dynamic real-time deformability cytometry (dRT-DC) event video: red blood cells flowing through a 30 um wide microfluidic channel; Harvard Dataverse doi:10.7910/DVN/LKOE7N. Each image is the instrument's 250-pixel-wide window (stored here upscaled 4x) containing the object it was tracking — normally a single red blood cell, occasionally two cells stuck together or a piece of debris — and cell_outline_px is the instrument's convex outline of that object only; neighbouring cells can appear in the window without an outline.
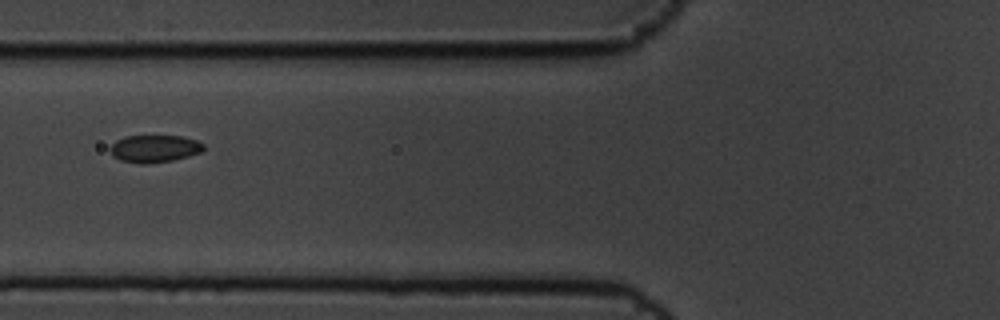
{"species": "common noctule bat (a hibernating species)", "species_latin": "Nyctalus noctula", "temperature_condition": "cold", "stored_images_in_passage": 14, "camera_frame_rate_fps": 3000, "um_per_image_px": 0.085, "animal": {"sex": "male", "body_mass_g": 19.5, "forearm_length_mm": 54.6}, "frame": {"image": 1, "passage_image": 7, "time_ms": 2.0, "image_size_px": [1000, 320], "cell_outline_px": [[204, 148], [200, 152], [188, 156], [172, 160], [148, 164], [140, 164], [120, 160], [112, 156], [108, 148], [116, 140], [124, 136], [180, 136], [196, 140], [204, 144]], "centroid_in_image_um": [13.08, 12.64], "position_along_channel_um": 112.7, "area_um2": 14.97}}
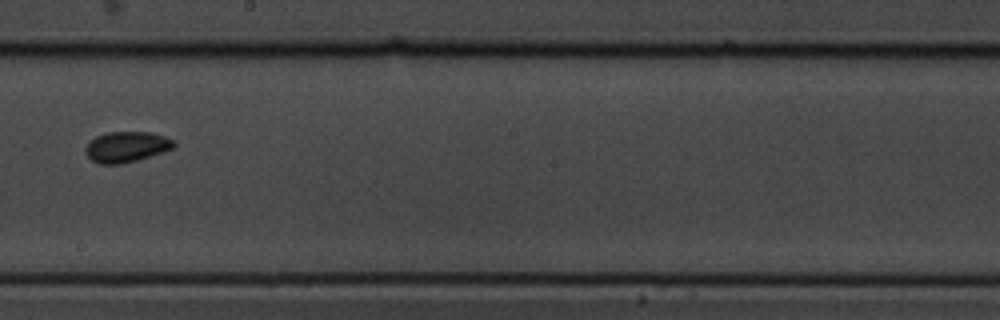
{"frame": {"image": 2, "passage_image": 10, "time_ms": 3.0, "image_size_px": [1000, 320], "cell_outline_px": [[176, 144], [172, 148], [136, 160], [120, 164], [100, 164], [92, 160], [88, 156], [84, 148], [96, 136], [108, 132], [152, 132], [164, 136], [172, 140]], "centroid_in_image_um": [10.73, 12.47], "position_along_channel_um": 237.5, "area_um2": 15.43}}
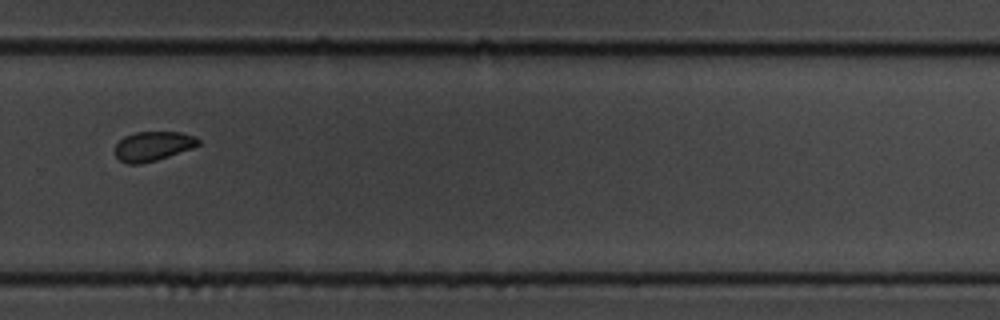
{"frame": {"image": 3, "passage_image": 12, "time_ms": 3.667, "image_size_px": [1000, 320], "cell_outline_px": [[200, 144], [192, 148], [156, 160], [140, 164], [128, 164], [120, 160], [116, 156], [116, 144], [124, 136], [136, 132], [180, 132], [196, 136], [200, 140]], "centroid_in_image_um": [13.02, 12.41], "position_along_channel_um": 316.8, "area_um2": 14.22}}